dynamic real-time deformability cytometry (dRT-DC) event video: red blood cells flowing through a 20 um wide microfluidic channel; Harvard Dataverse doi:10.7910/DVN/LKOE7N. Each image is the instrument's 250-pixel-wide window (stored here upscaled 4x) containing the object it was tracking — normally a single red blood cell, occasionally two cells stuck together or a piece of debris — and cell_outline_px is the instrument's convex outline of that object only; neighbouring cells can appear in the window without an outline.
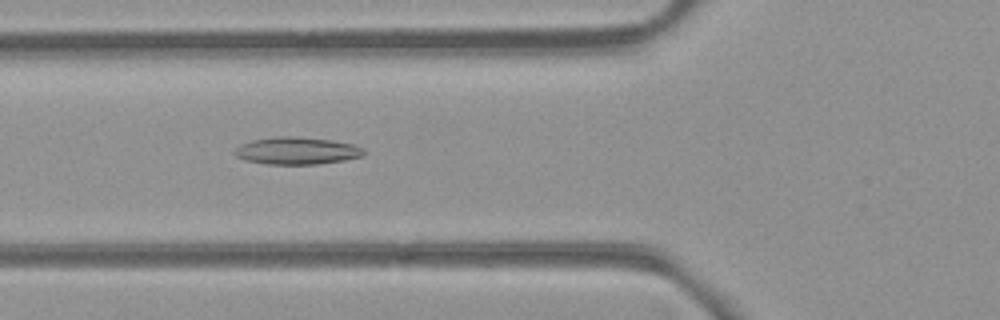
{"species": "common noctule bat (a hibernating species)", "species_latin": "Nyctalus noctula", "temperature_condition": "room temperature", "stored_images_in_passage": 8, "camera_frame_rate_fps": 3000, "um_per_image_px": 0.085, "animal": {"sex": "female", "body_mass_g": 21.9}, "frame": {"image": 1, "passage_image": 5, "time_ms": 4.667, "image_size_px": [1000, 320], "cell_outline_px": [[364, 156], [344, 160], [316, 164], [268, 164], [244, 160], [236, 156], [232, 152], [240, 144], [252, 140], [276, 136], [288, 136], [332, 140], [352, 144], [364, 148]], "centroid_in_image_um": [25.21, 12.81], "position_along_channel_um": 100.6, "area_um2": 20.52}}
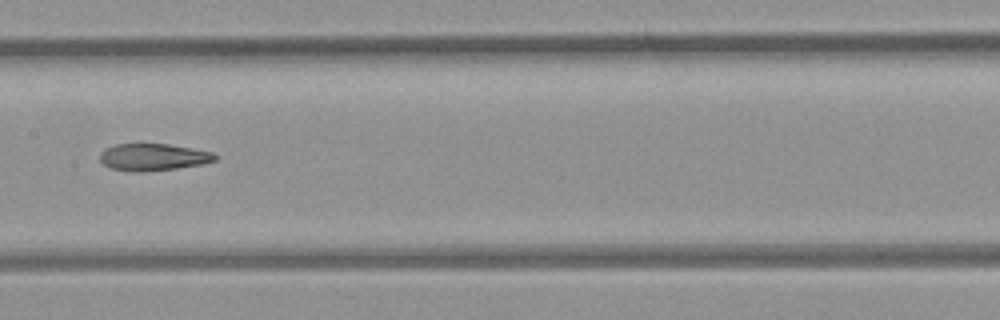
{"frame": {"image": 2, "passage_image": 7, "time_ms": 7.0, "image_size_px": [1000, 320], "cell_outline_px": [[216, 160], [200, 164], [176, 168], [140, 172], [136, 172], [108, 168], [100, 160], [100, 152], [116, 144], [168, 144], [192, 148], [212, 152], [216, 156]], "centroid_in_image_um": [12.99, 13.35], "position_along_channel_um": 194.4, "area_um2": 17.92}}
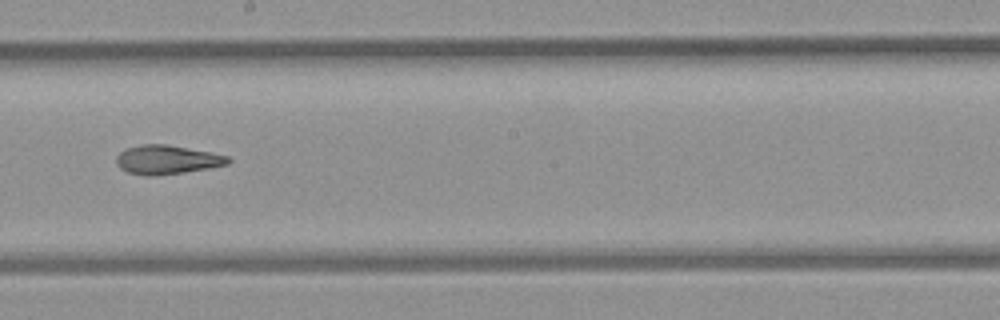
{"frame": {"image": 3, "passage_image": 8, "time_ms": 8.0, "image_size_px": [1000, 320], "cell_outline_px": [[232, 160], [228, 164], [208, 168], [184, 172], [156, 176], [144, 176], [128, 172], [120, 168], [116, 164], [116, 156], [124, 148], [140, 144], [164, 144], [212, 152], [228, 156]], "centroid_in_image_um": [14.16, 13.57], "position_along_channel_um": 234.0, "area_um2": 19.02}}